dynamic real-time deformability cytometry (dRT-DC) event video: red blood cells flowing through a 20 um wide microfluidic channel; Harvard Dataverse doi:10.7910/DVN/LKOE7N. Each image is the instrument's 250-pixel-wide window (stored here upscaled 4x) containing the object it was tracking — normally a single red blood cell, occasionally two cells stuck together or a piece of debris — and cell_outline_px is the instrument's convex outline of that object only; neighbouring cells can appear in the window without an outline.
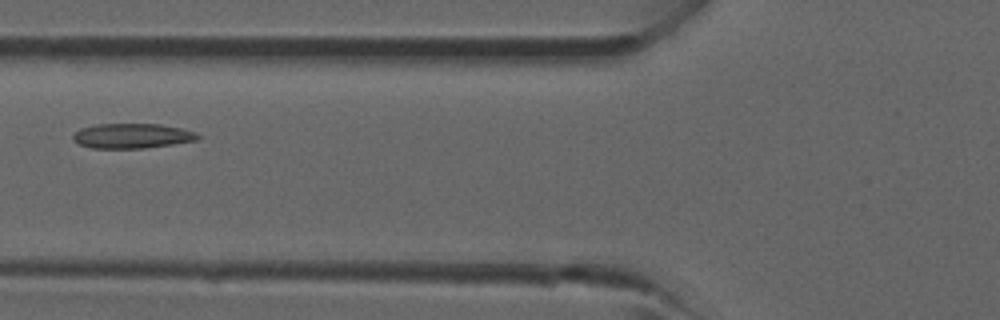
{"species": "common noctule bat (a hibernating species)", "species_latin": "Nyctalus noctula", "temperature_condition": "room temperature", "stored_images_in_passage": 5, "camera_frame_rate_fps": 3000, "um_per_image_px": 0.085, "animal": {"sex": "male", "forearm_length_mm": 52.5}, "frame": {"image": 1, "passage_image": 5, "time_ms": 4.333, "image_size_px": [1000, 320], "cell_outline_px": [[200, 136], [196, 140], [172, 144], [144, 148], [92, 148], [80, 144], [72, 140], [72, 136], [80, 128], [96, 124], [160, 124], [180, 128], [196, 132]], "centroid_in_image_um": [11.2, 11.54], "position_along_channel_um": 114.6, "area_um2": 17.98}}